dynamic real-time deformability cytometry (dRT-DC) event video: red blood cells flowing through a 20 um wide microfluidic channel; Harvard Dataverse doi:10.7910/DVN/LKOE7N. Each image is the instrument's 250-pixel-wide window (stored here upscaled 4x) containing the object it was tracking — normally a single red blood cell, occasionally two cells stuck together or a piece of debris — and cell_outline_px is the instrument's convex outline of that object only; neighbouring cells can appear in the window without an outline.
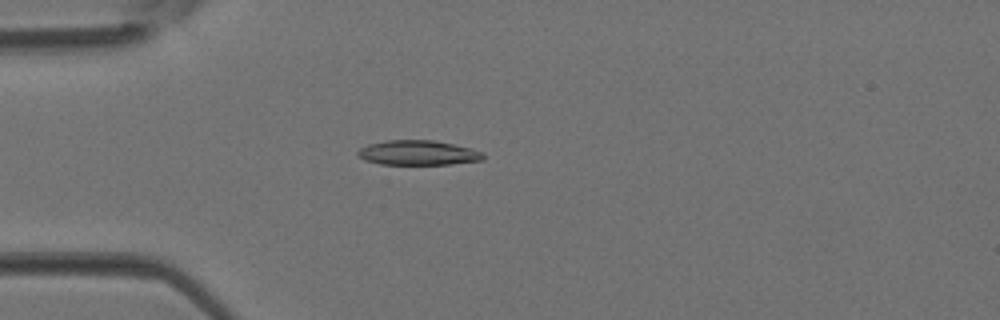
{"species": "Egyptian fruit bat (a non-hibernating species)", "species_latin": "Rousettus aegyptiacus", "temperature_condition": "room temperature", "stored_images_in_passage": 3, "camera_frame_rate_fps": 3000, "um_per_image_px": 0.085, "animal": {"sex": "female"}, "frame": {"image": 1, "passage_image": 3, "time_ms": 0.667, "image_size_px": [1000, 320], "cell_outline_px": [[484, 160], [452, 164], [380, 164], [364, 160], [356, 156], [356, 152], [360, 148], [368, 144], [388, 140], [432, 140], [452, 144], [484, 152]], "centroid_in_image_um": [35.5, 12.99], "position_along_channel_um": 49.5, "area_um2": 18.09}}